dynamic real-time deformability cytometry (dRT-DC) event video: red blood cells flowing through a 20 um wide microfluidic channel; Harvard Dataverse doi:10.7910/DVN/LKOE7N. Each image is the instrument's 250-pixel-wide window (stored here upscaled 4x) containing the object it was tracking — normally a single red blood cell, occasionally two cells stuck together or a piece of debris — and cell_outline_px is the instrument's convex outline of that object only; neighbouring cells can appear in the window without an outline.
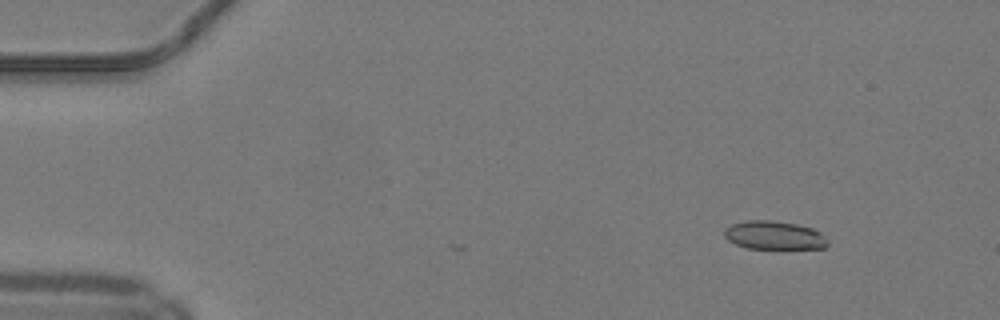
{"species": "common noctule bat (a hibernating species)", "species_latin": "Nyctalus noctula", "temperature_condition": "warm", "stored_images_in_passage": 4, "camera_frame_rate_fps": 3000, "um_per_image_px": 0.085, "animal": {"sex": "male", "body_mass_g": 19.2, "forearm_length_mm": 51.8}, "frame": {"image": 1, "passage_image": 2, "time_ms": 0.333, "image_size_px": [1000, 320], "cell_outline_px": [[828, 244], [824, 248], [748, 248], [736, 244], [728, 240], [724, 236], [724, 228], [732, 224], [748, 220], [768, 220], [796, 224], [812, 228], [820, 232], [828, 240]], "centroid_in_image_um": [65.79, 19.99], "position_along_channel_um": 19.2, "area_um2": 16.99}}